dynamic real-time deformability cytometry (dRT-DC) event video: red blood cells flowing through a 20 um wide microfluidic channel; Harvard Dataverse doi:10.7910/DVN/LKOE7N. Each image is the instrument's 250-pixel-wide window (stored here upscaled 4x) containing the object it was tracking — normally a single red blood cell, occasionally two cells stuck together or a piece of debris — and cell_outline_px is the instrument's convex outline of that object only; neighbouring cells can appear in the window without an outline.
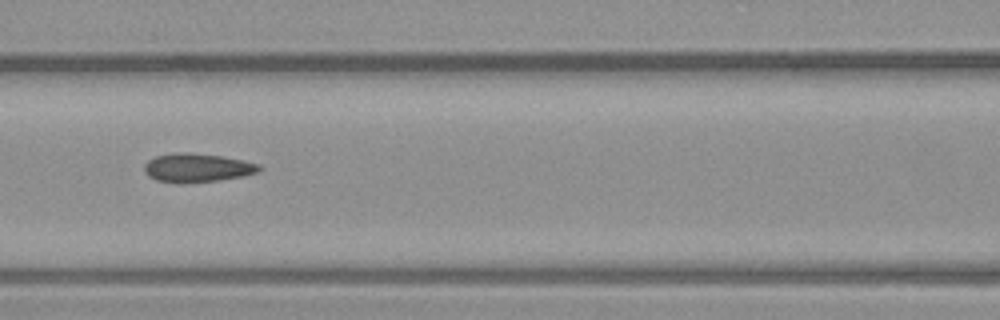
{"species": "common noctule bat (a hibernating species)", "species_latin": "Nyctalus noctula", "temperature_condition": "warm", "stored_images_in_passage": 8, "camera_frame_rate_fps": 3000, "um_per_image_px": 0.085, "animal": {"sex": "male", "body_mass_g": 23.1, "forearm_length_mm": 52.7}, "frame": {"image": 1, "passage_image": 6, "time_ms": 1.667, "image_size_px": [1000, 320], "cell_outline_px": [[264, 168], [260, 172], [244, 176], [216, 180], [180, 184], [176, 184], [156, 180], [148, 176], [144, 172], [144, 164], [148, 160], [156, 156], [176, 152], [188, 152], [220, 156], [244, 160], [260, 164]], "centroid_in_image_um": [16.77, 14.27], "position_along_channel_um": 149.8, "area_um2": 19.54}}
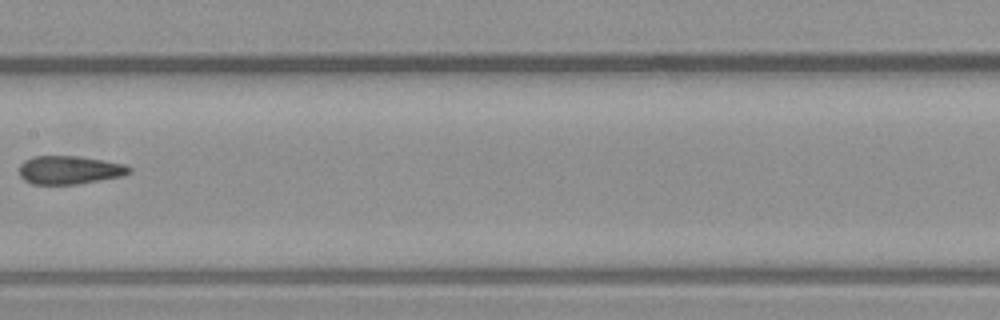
{"frame": {"image": 2, "passage_image": 7, "time_ms": 2.0, "image_size_px": [1000, 320], "cell_outline_px": [[132, 172], [120, 176], [80, 184], [32, 184], [24, 180], [20, 176], [20, 164], [24, 160], [32, 156], [80, 156], [124, 164], [132, 168]], "centroid_in_image_um": [5.89, 14.44], "position_along_channel_um": 201.5, "area_um2": 18.21}}
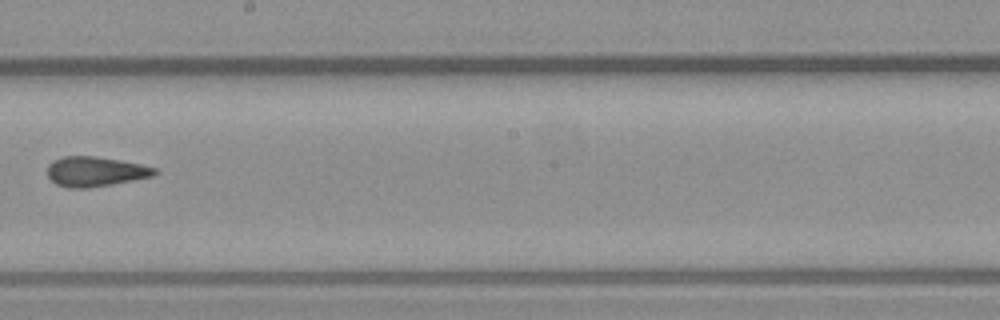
{"frame": {"image": 3, "passage_image": 8, "time_ms": 2.333, "image_size_px": [1000, 320], "cell_outline_px": [[160, 172], [152, 176], [112, 184], [88, 188], [68, 188], [56, 184], [48, 176], [48, 164], [52, 160], [64, 156], [96, 156], [120, 160], [140, 164], [156, 168]], "centroid_in_image_um": [8.09, 14.57], "position_along_channel_um": 240.1, "area_um2": 18.67}}